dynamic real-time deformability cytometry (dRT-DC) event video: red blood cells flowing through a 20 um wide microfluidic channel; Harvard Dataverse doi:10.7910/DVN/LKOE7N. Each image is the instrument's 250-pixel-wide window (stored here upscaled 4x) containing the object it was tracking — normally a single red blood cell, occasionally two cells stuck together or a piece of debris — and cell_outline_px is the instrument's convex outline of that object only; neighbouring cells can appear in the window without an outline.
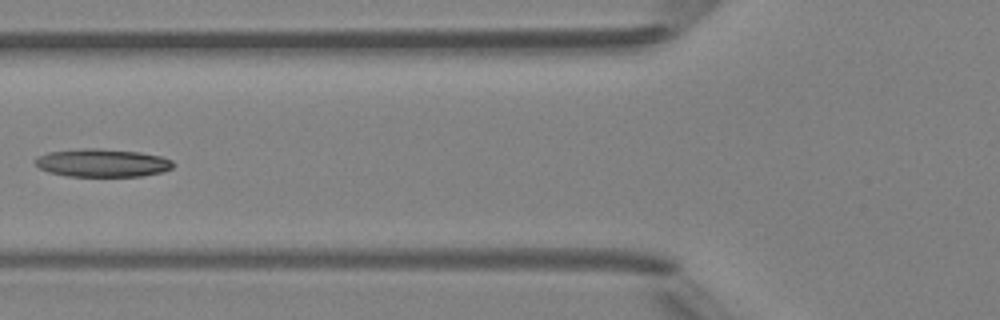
{"species": "Egyptian fruit bat (a non-hibernating species)", "species_latin": "Rousettus aegyptiacus", "temperature_condition": "room temperature", "stored_images_in_passage": 7, "camera_frame_rate_fps": 3000, "um_per_image_px": 0.085, "animal": {"sex": "female"}, "frame": {"image": 1, "passage_image": 6, "time_ms": 5.667, "image_size_px": [1000, 320], "cell_outline_px": [[176, 164], [172, 168], [164, 172], [140, 176], [68, 176], [48, 172], [40, 168], [32, 160], [36, 156], [48, 152], [84, 148], [100, 148], [140, 152], [160, 156], [172, 160]], "centroid_in_image_um": [8.7, 13.84], "position_along_channel_um": 117.1, "area_um2": 22.77}}
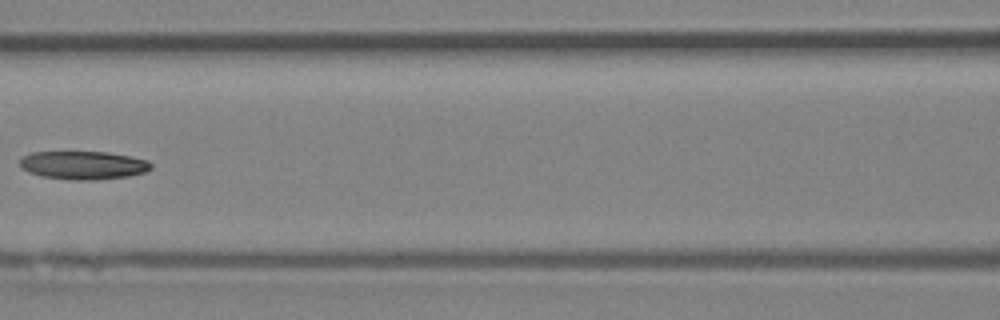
{"frame": {"image": 2, "passage_image": 7, "time_ms": 6.667, "image_size_px": [1000, 320], "cell_outline_px": [[152, 168], [144, 172], [128, 176], [96, 180], [68, 180], [40, 176], [28, 172], [20, 164], [20, 156], [32, 152], [108, 152], [132, 156], [148, 160], [152, 164]], "centroid_in_image_um": [7.08, 14.04], "position_along_channel_um": 159.5, "area_um2": 21.85}}